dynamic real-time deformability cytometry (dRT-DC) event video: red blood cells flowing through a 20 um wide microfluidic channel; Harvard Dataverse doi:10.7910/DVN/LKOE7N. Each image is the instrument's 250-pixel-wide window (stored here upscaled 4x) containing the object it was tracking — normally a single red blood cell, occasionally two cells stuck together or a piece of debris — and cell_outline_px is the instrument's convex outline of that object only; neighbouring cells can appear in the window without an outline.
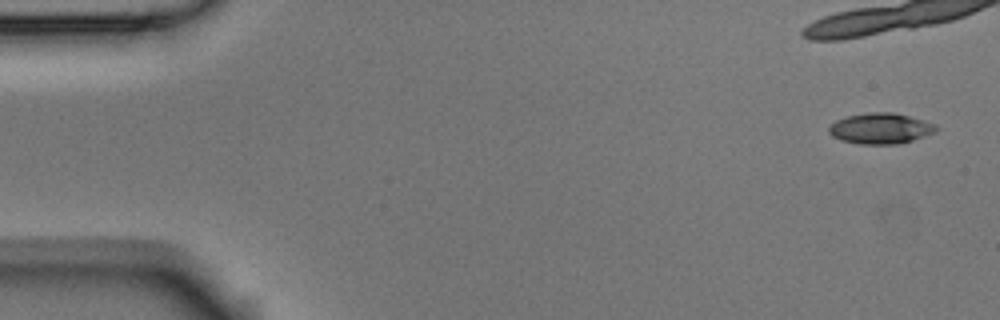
{"species": "Egyptian fruit bat (a non-hibernating species)", "species_latin": "Rousettus aegyptiacus", "temperature_condition": "room temperature", "stored_images_in_passage": 6, "camera_frame_rate_fps": 3000, "um_per_image_px": 0.085, "animal": {"sex": "male"}, "frame": {"image": 1, "passage_image": 1, "time_ms": 0.0, "image_size_px": [1000, 320], "cell_outline_px": [[940, 128], [936, 132], [912, 140], [896, 144], [860, 144], [840, 140], [832, 136], [828, 132], [828, 128], [836, 120], [848, 116], [868, 112], [892, 112], [924, 120], [936, 124]], "centroid_in_image_um": [74.86, 10.92], "position_along_channel_um": 10.1, "area_um2": 19.25}}